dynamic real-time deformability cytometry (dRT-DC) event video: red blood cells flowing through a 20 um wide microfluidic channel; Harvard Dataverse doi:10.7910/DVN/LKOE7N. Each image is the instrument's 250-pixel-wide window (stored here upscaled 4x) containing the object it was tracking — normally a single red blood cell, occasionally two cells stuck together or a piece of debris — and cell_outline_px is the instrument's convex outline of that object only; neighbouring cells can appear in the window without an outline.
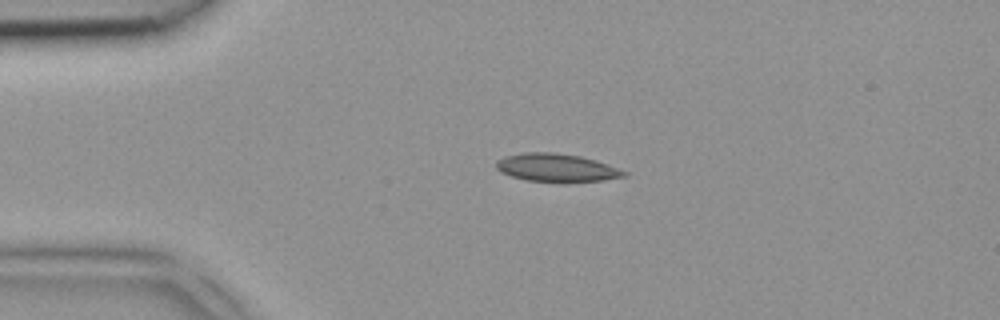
{"species": "common noctule bat (a hibernating species)", "species_latin": "Nyctalus noctula", "temperature_condition": "room temperature", "stored_images_in_passage": 3, "camera_frame_rate_fps": 3000, "um_per_image_px": 0.085, "animal": {"sex": "female", "body_mass_g": 18.4}, "frame": {"image": 1, "passage_image": 1, "time_ms": 0.0, "image_size_px": [1000, 320], "cell_outline_px": [[628, 172], [624, 176], [604, 180], [528, 180], [512, 176], [500, 172], [496, 168], [496, 160], [504, 156], [524, 152], [552, 152], [580, 156], [596, 160], [608, 164]], "centroid_in_image_um": [47.26, 14.21], "position_along_channel_um": 37.7, "area_um2": 20.29}}